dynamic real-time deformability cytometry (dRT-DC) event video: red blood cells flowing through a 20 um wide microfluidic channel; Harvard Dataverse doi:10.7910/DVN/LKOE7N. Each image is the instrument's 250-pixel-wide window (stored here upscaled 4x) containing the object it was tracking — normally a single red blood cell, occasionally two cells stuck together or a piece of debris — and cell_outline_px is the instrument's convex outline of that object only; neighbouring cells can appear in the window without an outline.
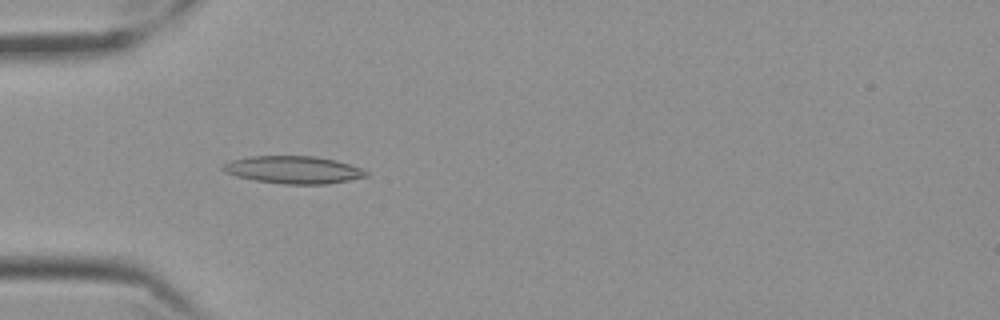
{"species": "Egyptian fruit bat (a non-hibernating species)", "species_latin": "Rousettus aegyptiacus", "temperature_condition": "cold", "stored_images_in_passage": 58, "camera_frame_rate_fps": 3000, "um_per_image_px": 0.085, "frame": {"image": 1, "passage_image": 18, "time_ms": 5.667, "image_size_px": [1000, 320], "cell_outline_px": [[368, 176], [328, 184], [284, 184], [256, 180], [236, 176], [224, 172], [220, 168], [224, 164], [232, 160], [248, 156], [312, 156], [336, 160], [360, 168], [368, 172]], "centroid_in_image_um": [24.91, 14.43], "position_along_channel_um": 60.1, "area_um2": 22.83}}
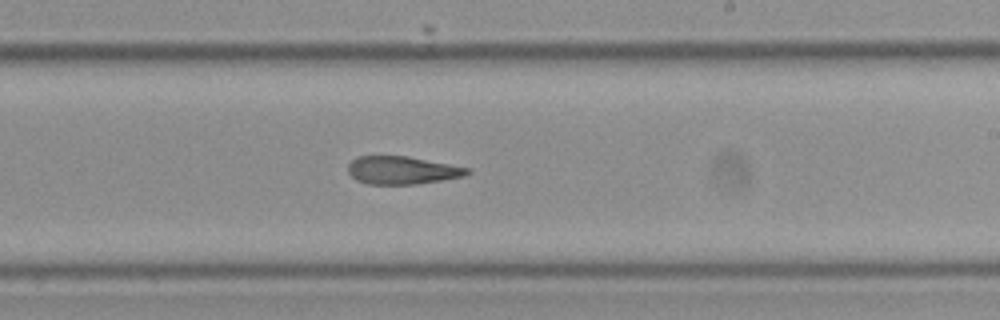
{"frame": {"image": 2, "passage_image": 35, "time_ms": 11.333, "image_size_px": [1000, 320], "cell_outline_px": [[472, 172], [464, 176], [440, 180], [412, 184], [368, 184], [356, 180], [348, 172], [348, 164], [356, 156], [408, 156], [468, 168]], "centroid_in_image_um": [34.14, 14.46], "position_along_channel_um": 254.9, "area_um2": 19.19}}
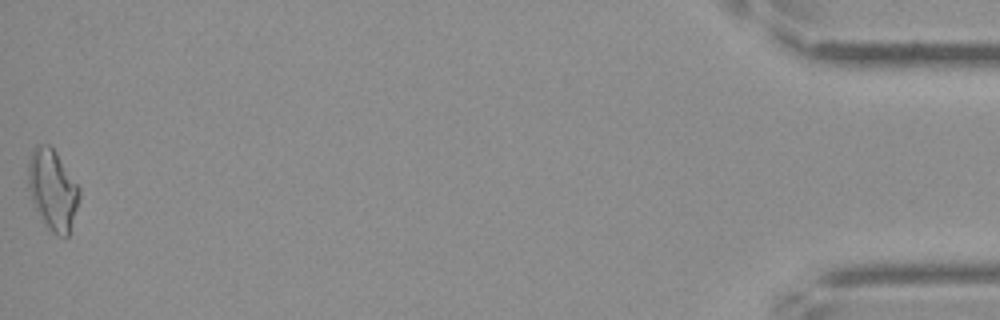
{"frame": {"image": 3, "passage_image": 58, "time_ms": 19.0, "image_size_px": [1000, 320], "cell_outline_px": [[80, 196], [68, 236], [56, 236], [48, 228], [36, 208], [32, 200], [28, 188], [28, 160], [32, 148], [36, 144], [48, 144], [56, 152], [80, 188]], "centroid_in_image_um": [4.46, 16.09], "position_along_channel_um": 430.7, "area_um2": 23.81}, "authors_computed_cell_mechanics": {"area_um2": 21.097, "velocity_mm_per_s": 3.4983, "shape_relaxation_time_tau1_ms": null, "shape_relaxation_time_tau2_ms": 5.2539, "deformation_change_tau1": null, "deformation_change_tau2": 0.1509}}